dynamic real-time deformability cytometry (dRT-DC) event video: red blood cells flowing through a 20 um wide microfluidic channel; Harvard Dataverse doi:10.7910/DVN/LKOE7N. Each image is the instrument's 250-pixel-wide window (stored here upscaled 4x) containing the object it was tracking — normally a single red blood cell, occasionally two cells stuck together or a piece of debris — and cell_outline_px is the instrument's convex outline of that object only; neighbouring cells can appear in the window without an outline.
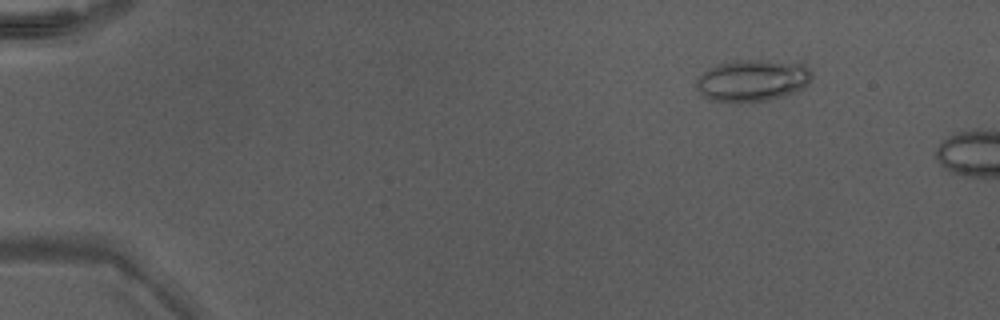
{"species": "Egyptian fruit bat (a non-hibernating species)", "species_latin": "Rousettus aegyptiacus", "temperature_condition": "warm", "stored_images_in_passage": 42, "camera_frame_rate_fps": 3000, "um_per_image_px": 0.085, "animal": {"sex": "male"}, "frame": {"image": 1, "passage_image": 1, "time_ms": 0.0, "image_size_px": [1000, 320], "cell_outline_px": [[812, 76], [808, 84], [804, 88], [784, 96], [768, 100], [712, 100], [700, 96], [696, 88], [696, 80], [708, 68], [716, 64], [740, 60], [768, 60], [800, 64], [808, 68], [812, 72]], "centroid_in_image_um": [63.95, 6.82], "position_along_channel_um": 21.1, "area_um2": 27.74}}
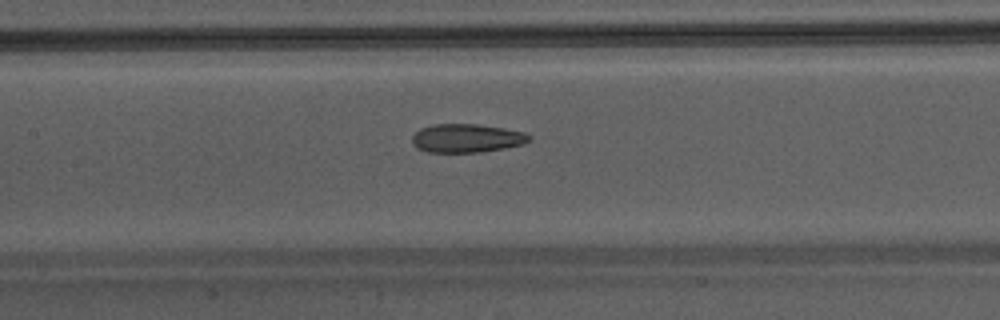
{"frame": {"image": 2, "passage_image": 19, "time_ms": 6.0, "image_size_px": [1000, 320], "cell_outline_px": [[532, 140], [524, 144], [504, 148], [480, 152], [428, 152], [416, 148], [412, 144], [412, 136], [420, 128], [432, 124], [476, 124], [504, 128], [524, 132], [532, 136]], "centroid_in_image_um": [39.67, 11.74], "position_along_channel_um": 167.7, "area_um2": 19.65}}
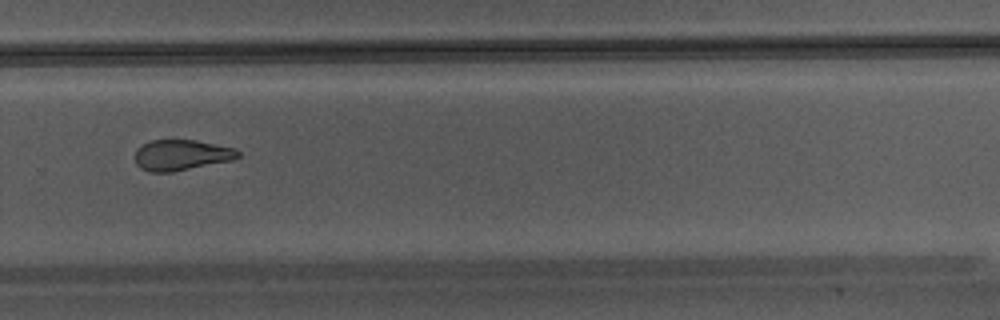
{"frame": {"image": 3, "passage_image": 29, "time_ms": 9.333, "image_size_px": [1000, 320], "cell_outline_px": [[240, 156], [232, 160], [172, 172], [148, 172], [140, 168], [136, 164], [136, 148], [140, 144], [152, 140], [196, 140], [236, 148], [240, 152]], "centroid_in_image_um": [15.4, 13.17], "position_along_channel_um": 314.4, "area_um2": 18.55}}